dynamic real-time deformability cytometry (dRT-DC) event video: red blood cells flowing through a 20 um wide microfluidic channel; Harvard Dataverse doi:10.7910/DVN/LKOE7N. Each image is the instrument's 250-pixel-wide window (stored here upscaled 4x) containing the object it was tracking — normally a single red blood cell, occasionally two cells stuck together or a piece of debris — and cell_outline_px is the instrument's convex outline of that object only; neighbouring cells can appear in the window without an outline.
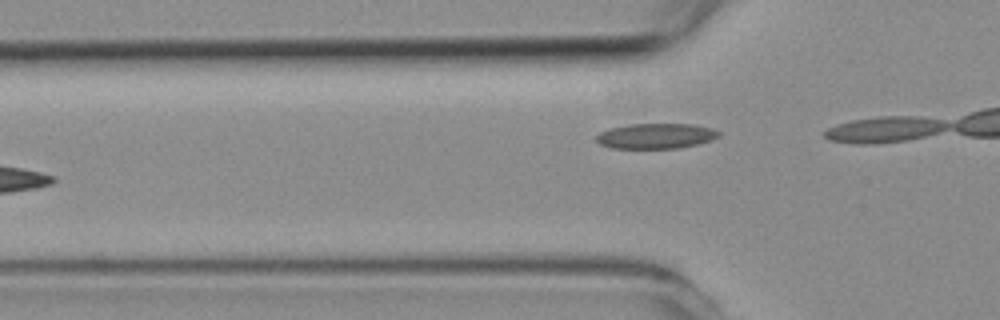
{"species": "common noctule bat (a hibernating species)", "species_latin": "Nyctalus noctula", "temperature_condition": "room temperature", "stored_images_in_passage": 5, "camera_frame_rate_fps": 3000, "um_per_image_px": 0.085, "animal": {"sex": "female", "body_mass_g": 19.3, "forearm_length_mm": 54.1}, "frame": {"image": 1, "passage_image": 5, "time_ms": 4.667, "image_size_px": [1000, 320], "cell_outline_px": [[720, 136], [696, 144], [676, 148], [612, 148], [600, 144], [596, 140], [596, 136], [600, 132], [608, 128], [628, 124], [696, 124], [712, 128], [720, 132]], "centroid_in_image_um": [55.72, 11.54], "position_along_channel_um": 70.1, "area_um2": 17.98}}